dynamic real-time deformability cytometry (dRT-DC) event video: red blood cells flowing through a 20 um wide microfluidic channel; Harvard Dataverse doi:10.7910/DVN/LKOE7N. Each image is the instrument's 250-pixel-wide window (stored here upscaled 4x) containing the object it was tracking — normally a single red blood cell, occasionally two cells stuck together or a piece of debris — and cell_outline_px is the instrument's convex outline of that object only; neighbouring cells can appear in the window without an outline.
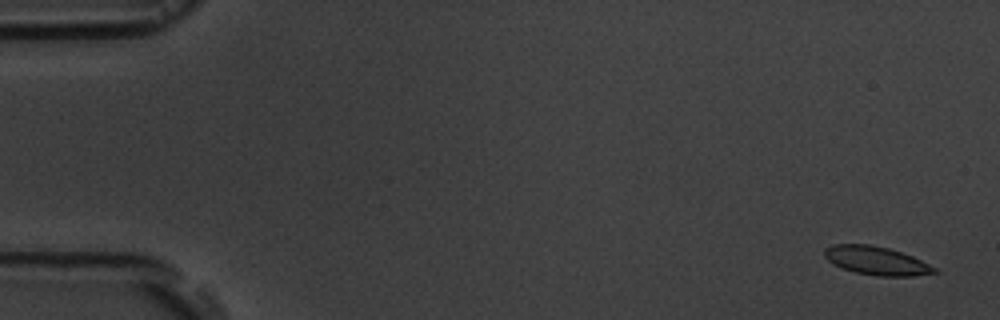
{"species": "common noctule bat (a hibernating species)", "species_latin": "Nyctalus noctula", "temperature_condition": "room temperature", "stored_images_in_passage": 6, "camera_frame_rate_fps": 3000, "um_per_image_px": 0.085, "animal": {"sex": "male", "body_mass_g": 19.5, "forearm_length_mm": 54.6}, "frame": {"image": 1, "passage_image": 1, "time_ms": 0.0, "image_size_px": [1000, 320], "cell_outline_px": [[940, 272], [912, 276], [876, 276], [856, 272], [844, 268], [828, 260], [824, 256], [824, 248], [832, 244], [868, 244], [888, 248], [912, 256], [936, 268]], "centroid_in_image_um": [74.49, 22.15], "position_along_channel_um": 10.5, "area_um2": 18.03}}
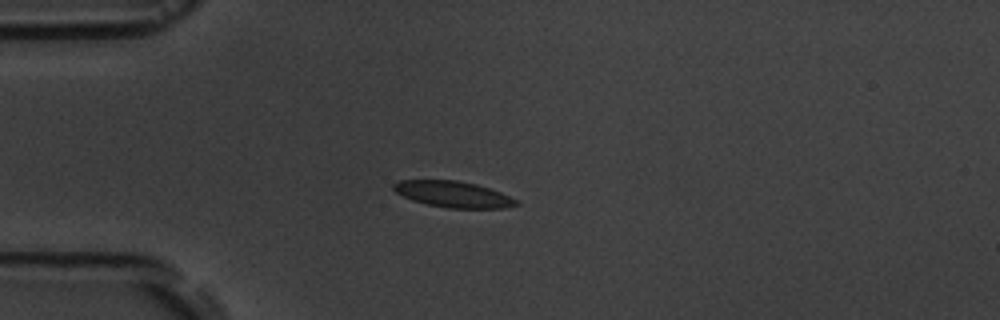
{"frame": {"image": 2, "passage_image": 4, "time_ms": 4.333, "image_size_px": [1000, 320], "cell_outline_px": [[520, 204], [504, 208], [448, 208], [428, 204], [412, 200], [396, 192], [392, 188], [392, 184], [400, 180], [456, 180], [476, 184], [500, 192], [516, 200]], "centroid_in_image_um": [38.5, 16.51], "position_along_channel_um": 46.5, "area_um2": 18.5}}
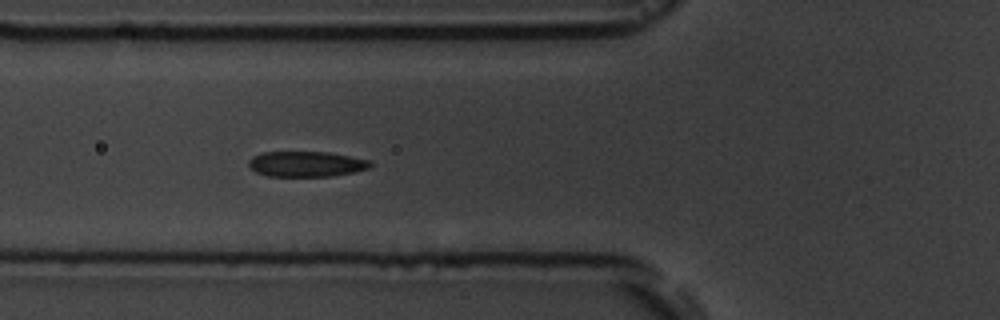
{"frame": {"image": 3, "passage_image": 6, "time_ms": 6.333, "image_size_px": [1000, 320], "cell_outline_px": [[372, 164], [368, 168], [352, 172], [332, 176], [268, 176], [256, 172], [248, 164], [248, 160], [252, 156], [260, 152], [328, 152], [352, 156], [372, 160]], "centroid_in_image_um": [26.03, 13.93], "position_along_channel_um": 99.8, "area_um2": 18.09}}